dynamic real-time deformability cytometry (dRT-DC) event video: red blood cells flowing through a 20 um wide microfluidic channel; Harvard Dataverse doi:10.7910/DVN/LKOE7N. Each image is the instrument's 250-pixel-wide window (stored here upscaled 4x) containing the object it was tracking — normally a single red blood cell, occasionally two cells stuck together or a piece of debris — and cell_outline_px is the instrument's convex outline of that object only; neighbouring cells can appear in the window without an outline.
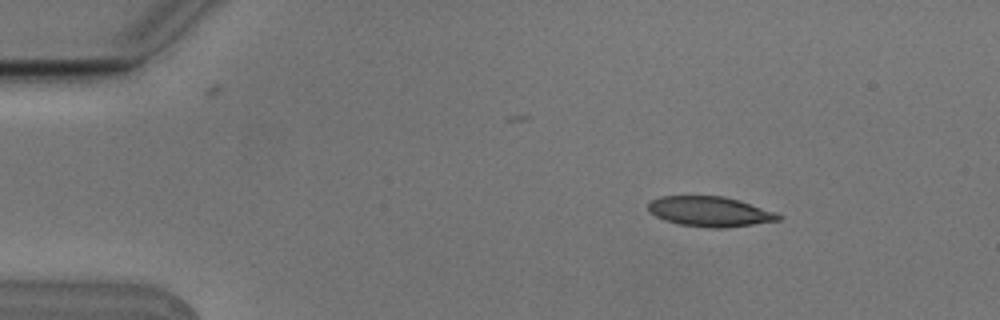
{"species": "Egyptian fruit bat (a non-hibernating species)", "species_latin": "Rousettus aegyptiacus", "temperature_condition": "cold", "stored_images_in_passage": 5, "segment_of_instrument_passage": [1, 2], "camera_frame_rate_fps": 3000, "um_per_image_px": 0.085, "animal": {"sex": "male"}, "frame": {"image": 1, "passage_image": 2, "time_ms": 0.333, "image_size_px": [1000, 320], "cell_outline_px": [[784, 216], [780, 220], [724, 228], [708, 228], [680, 224], [664, 220], [656, 216], [648, 208], [648, 204], [652, 200], [660, 196], [724, 196], [740, 200], [776, 212]], "centroid_in_image_um": [60.38, 17.98], "position_along_channel_um": 24.6, "area_um2": 22.77}}